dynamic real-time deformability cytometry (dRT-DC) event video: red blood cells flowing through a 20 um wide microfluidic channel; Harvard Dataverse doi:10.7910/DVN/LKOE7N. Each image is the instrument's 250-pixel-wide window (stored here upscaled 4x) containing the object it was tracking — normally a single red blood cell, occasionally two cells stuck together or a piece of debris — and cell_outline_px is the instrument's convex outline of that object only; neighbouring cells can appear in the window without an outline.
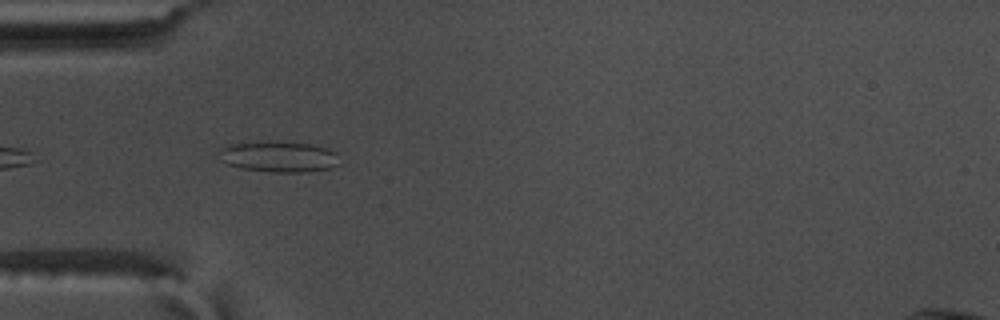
{"species": "common noctule bat (a hibernating species)", "species_latin": "Nyctalus noctula", "temperature_condition": "warm", "stored_images_in_passage": 6, "camera_frame_rate_fps": 3000, "um_per_image_px": 0.085, "animal": {"sex": "male", "body_mass_g": 17.5, "forearm_length_mm": 52.3}, "frame": {"image": 1, "passage_image": 3, "time_ms": 0.667, "image_size_px": [1000, 320], "cell_outline_px": [[336, 164], [328, 168], [308, 172], [268, 172], [240, 168], [228, 164], [220, 160], [216, 152], [220, 148], [232, 144], [308, 144], [328, 148], [336, 152]], "centroid_in_image_um": [23.64, 13.37], "position_along_channel_um": 61.4, "area_um2": 20.69}}